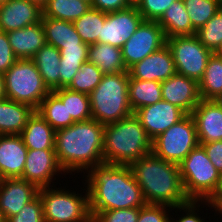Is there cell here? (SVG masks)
<instances>
[{"label":"cell","instance_id":"obj_1","mask_svg":"<svg viewBox=\"0 0 222 222\" xmlns=\"http://www.w3.org/2000/svg\"><path fill=\"white\" fill-rule=\"evenodd\" d=\"M86 174L83 178L89 193L90 211L141 208L146 204L129 165L104 162Z\"/></svg>","mask_w":222,"mask_h":222},{"label":"cell","instance_id":"obj_2","mask_svg":"<svg viewBox=\"0 0 222 222\" xmlns=\"http://www.w3.org/2000/svg\"><path fill=\"white\" fill-rule=\"evenodd\" d=\"M103 139L104 125L92 118L55 131L54 150L65 174H85L104 163Z\"/></svg>","mask_w":222,"mask_h":222},{"label":"cell","instance_id":"obj_3","mask_svg":"<svg viewBox=\"0 0 222 222\" xmlns=\"http://www.w3.org/2000/svg\"><path fill=\"white\" fill-rule=\"evenodd\" d=\"M146 204L179 206L190 201L185 193L179 165L152 152L130 165Z\"/></svg>","mask_w":222,"mask_h":222},{"label":"cell","instance_id":"obj_4","mask_svg":"<svg viewBox=\"0 0 222 222\" xmlns=\"http://www.w3.org/2000/svg\"><path fill=\"white\" fill-rule=\"evenodd\" d=\"M151 152L152 140L134 114L104 126L105 163L130 165Z\"/></svg>","mask_w":222,"mask_h":222},{"label":"cell","instance_id":"obj_5","mask_svg":"<svg viewBox=\"0 0 222 222\" xmlns=\"http://www.w3.org/2000/svg\"><path fill=\"white\" fill-rule=\"evenodd\" d=\"M129 71L104 74L89 94L92 119L108 125L131 116L129 104Z\"/></svg>","mask_w":222,"mask_h":222},{"label":"cell","instance_id":"obj_6","mask_svg":"<svg viewBox=\"0 0 222 222\" xmlns=\"http://www.w3.org/2000/svg\"><path fill=\"white\" fill-rule=\"evenodd\" d=\"M179 171L187 198L210 201L217 193L221 174L207 156L204 147L198 144L179 164Z\"/></svg>","mask_w":222,"mask_h":222},{"label":"cell","instance_id":"obj_7","mask_svg":"<svg viewBox=\"0 0 222 222\" xmlns=\"http://www.w3.org/2000/svg\"><path fill=\"white\" fill-rule=\"evenodd\" d=\"M55 187V188H54ZM55 186L40 188L38 194L43 204L45 222H89V193L85 186L82 193ZM67 189V190H66ZM85 190V191H84Z\"/></svg>","mask_w":222,"mask_h":222},{"label":"cell","instance_id":"obj_8","mask_svg":"<svg viewBox=\"0 0 222 222\" xmlns=\"http://www.w3.org/2000/svg\"><path fill=\"white\" fill-rule=\"evenodd\" d=\"M6 98L37 110L51 92L31 59H18L4 74Z\"/></svg>","mask_w":222,"mask_h":222},{"label":"cell","instance_id":"obj_9","mask_svg":"<svg viewBox=\"0 0 222 222\" xmlns=\"http://www.w3.org/2000/svg\"><path fill=\"white\" fill-rule=\"evenodd\" d=\"M198 144L195 120L187 114L152 140V153L179 165Z\"/></svg>","mask_w":222,"mask_h":222},{"label":"cell","instance_id":"obj_10","mask_svg":"<svg viewBox=\"0 0 222 222\" xmlns=\"http://www.w3.org/2000/svg\"><path fill=\"white\" fill-rule=\"evenodd\" d=\"M176 73L199 82L213 52L207 49L196 35L166 38Z\"/></svg>","mask_w":222,"mask_h":222},{"label":"cell","instance_id":"obj_11","mask_svg":"<svg viewBox=\"0 0 222 222\" xmlns=\"http://www.w3.org/2000/svg\"><path fill=\"white\" fill-rule=\"evenodd\" d=\"M165 44L166 37L159 23L144 20L121 48L126 69L129 70L137 62L159 50Z\"/></svg>","mask_w":222,"mask_h":222},{"label":"cell","instance_id":"obj_12","mask_svg":"<svg viewBox=\"0 0 222 222\" xmlns=\"http://www.w3.org/2000/svg\"><path fill=\"white\" fill-rule=\"evenodd\" d=\"M144 18L136 6L106 13L105 22L98 37V43L122 48L135 33Z\"/></svg>","mask_w":222,"mask_h":222},{"label":"cell","instance_id":"obj_13","mask_svg":"<svg viewBox=\"0 0 222 222\" xmlns=\"http://www.w3.org/2000/svg\"><path fill=\"white\" fill-rule=\"evenodd\" d=\"M60 173L66 176L58 163L54 149L28 150L21 179L40 189L55 186L53 181Z\"/></svg>","mask_w":222,"mask_h":222},{"label":"cell","instance_id":"obj_14","mask_svg":"<svg viewBox=\"0 0 222 222\" xmlns=\"http://www.w3.org/2000/svg\"><path fill=\"white\" fill-rule=\"evenodd\" d=\"M144 127L147 136L153 140L172 125L178 123L187 114L176 105L161 100L134 112Z\"/></svg>","mask_w":222,"mask_h":222},{"label":"cell","instance_id":"obj_15","mask_svg":"<svg viewBox=\"0 0 222 222\" xmlns=\"http://www.w3.org/2000/svg\"><path fill=\"white\" fill-rule=\"evenodd\" d=\"M161 90L162 100L176 105L186 114H192L201 101L198 82L178 73L161 82Z\"/></svg>","mask_w":222,"mask_h":222},{"label":"cell","instance_id":"obj_16","mask_svg":"<svg viewBox=\"0 0 222 222\" xmlns=\"http://www.w3.org/2000/svg\"><path fill=\"white\" fill-rule=\"evenodd\" d=\"M130 79L163 82L176 73L174 60L167 44L151 53L129 70Z\"/></svg>","mask_w":222,"mask_h":222},{"label":"cell","instance_id":"obj_17","mask_svg":"<svg viewBox=\"0 0 222 222\" xmlns=\"http://www.w3.org/2000/svg\"><path fill=\"white\" fill-rule=\"evenodd\" d=\"M38 190L21 178L0 179V210L5 220L16 215L38 194Z\"/></svg>","mask_w":222,"mask_h":222},{"label":"cell","instance_id":"obj_18","mask_svg":"<svg viewBox=\"0 0 222 222\" xmlns=\"http://www.w3.org/2000/svg\"><path fill=\"white\" fill-rule=\"evenodd\" d=\"M42 8L29 0H8L0 5V31L10 32L38 23Z\"/></svg>","mask_w":222,"mask_h":222},{"label":"cell","instance_id":"obj_19","mask_svg":"<svg viewBox=\"0 0 222 222\" xmlns=\"http://www.w3.org/2000/svg\"><path fill=\"white\" fill-rule=\"evenodd\" d=\"M199 144L222 140V107L214 100L201 99L191 114Z\"/></svg>","mask_w":222,"mask_h":222},{"label":"cell","instance_id":"obj_20","mask_svg":"<svg viewBox=\"0 0 222 222\" xmlns=\"http://www.w3.org/2000/svg\"><path fill=\"white\" fill-rule=\"evenodd\" d=\"M27 152L21 135H0V179L21 178Z\"/></svg>","mask_w":222,"mask_h":222},{"label":"cell","instance_id":"obj_21","mask_svg":"<svg viewBox=\"0 0 222 222\" xmlns=\"http://www.w3.org/2000/svg\"><path fill=\"white\" fill-rule=\"evenodd\" d=\"M10 46L18 59H31L46 44L41 21L22 29L7 32Z\"/></svg>","mask_w":222,"mask_h":222},{"label":"cell","instance_id":"obj_22","mask_svg":"<svg viewBox=\"0 0 222 222\" xmlns=\"http://www.w3.org/2000/svg\"><path fill=\"white\" fill-rule=\"evenodd\" d=\"M34 112L30 105L8 98L0 100V135H20Z\"/></svg>","mask_w":222,"mask_h":222},{"label":"cell","instance_id":"obj_23","mask_svg":"<svg viewBox=\"0 0 222 222\" xmlns=\"http://www.w3.org/2000/svg\"><path fill=\"white\" fill-rule=\"evenodd\" d=\"M20 135L28 150L54 149L55 130L36 110Z\"/></svg>","mask_w":222,"mask_h":222},{"label":"cell","instance_id":"obj_24","mask_svg":"<svg viewBox=\"0 0 222 222\" xmlns=\"http://www.w3.org/2000/svg\"><path fill=\"white\" fill-rule=\"evenodd\" d=\"M157 22L166 38L196 35L183 0L173 2Z\"/></svg>","mask_w":222,"mask_h":222},{"label":"cell","instance_id":"obj_25","mask_svg":"<svg viewBox=\"0 0 222 222\" xmlns=\"http://www.w3.org/2000/svg\"><path fill=\"white\" fill-rule=\"evenodd\" d=\"M41 24L44 28L46 43L53 45L57 49L79 46L83 43L73 23L70 21L42 16Z\"/></svg>","mask_w":222,"mask_h":222},{"label":"cell","instance_id":"obj_26","mask_svg":"<svg viewBox=\"0 0 222 222\" xmlns=\"http://www.w3.org/2000/svg\"><path fill=\"white\" fill-rule=\"evenodd\" d=\"M60 50L45 44L31 58L50 91L59 89Z\"/></svg>","mask_w":222,"mask_h":222},{"label":"cell","instance_id":"obj_27","mask_svg":"<svg viewBox=\"0 0 222 222\" xmlns=\"http://www.w3.org/2000/svg\"><path fill=\"white\" fill-rule=\"evenodd\" d=\"M88 61L95 64L103 74H115L128 71L123 62L122 49L110 44H90Z\"/></svg>","mask_w":222,"mask_h":222},{"label":"cell","instance_id":"obj_28","mask_svg":"<svg viewBox=\"0 0 222 222\" xmlns=\"http://www.w3.org/2000/svg\"><path fill=\"white\" fill-rule=\"evenodd\" d=\"M89 45L82 43L79 46L62 47L60 50L59 89L67 88L78 72L82 63L88 61Z\"/></svg>","mask_w":222,"mask_h":222},{"label":"cell","instance_id":"obj_29","mask_svg":"<svg viewBox=\"0 0 222 222\" xmlns=\"http://www.w3.org/2000/svg\"><path fill=\"white\" fill-rule=\"evenodd\" d=\"M161 100V82L129 79V104L133 113Z\"/></svg>","mask_w":222,"mask_h":222},{"label":"cell","instance_id":"obj_30","mask_svg":"<svg viewBox=\"0 0 222 222\" xmlns=\"http://www.w3.org/2000/svg\"><path fill=\"white\" fill-rule=\"evenodd\" d=\"M92 8L82 0H47L42 7V16L73 22Z\"/></svg>","mask_w":222,"mask_h":222},{"label":"cell","instance_id":"obj_31","mask_svg":"<svg viewBox=\"0 0 222 222\" xmlns=\"http://www.w3.org/2000/svg\"><path fill=\"white\" fill-rule=\"evenodd\" d=\"M201 99L214 100L222 93V58L213 53L198 82Z\"/></svg>","mask_w":222,"mask_h":222},{"label":"cell","instance_id":"obj_32","mask_svg":"<svg viewBox=\"0 0 222 222\" xmlns=\"http://www.w3.org/2000/svg\"><path fill=\"white\" fill-rule=\"evenodd\" d=\"M36 111L55 131L75 123L72 118H68L66 103H62L52 91L42 100Z\"/></svg>","mask_w":222,"mask_h":222},{"label":"cell","instance_id":"obj_33","mask_svg":"<svg viewBox=\"0 0 222 222\" xmlns=\"http://www.w3.org/2000/svg\"><path fill=\"white\" fill-rule=\"evenodd\" d=\"M52 92L62 103H66L68 118H72L75 122L92 118L89 95L68 88H60Z\"/></svg>","mask_w":222,"mask_h":222},{"label":"cell","instance_id":"obj_34","mask_svg":"<svg viewBox=\"0 0 222 222\" xmlns=\"http://www.w3.org/2000/svg\"><path fill=\"white\" fill-rule=\"evenodd\" d=\"M106 12L91 8L73 21V25L82 41L88 45L98 43V37L105 22Z\"/></svg>","mask_w":222,"mask_h":222},{"label":"cell","instance_id":"obj_35","mask_svg":"<svg viewBox=\"0 0 222 222\" xmlns=\"http://www.w3.org/2000/svg\"><path fill=\"white\" fill-rule=\"evenodd\" d=\"M183 3L196 32L222 8V0H183Z\"/></svg>","mask_w":222,"mask_h":222},{"label":"cell","instance_id":"obj_36","mask_svg":"<svg viewBox=\"0 0 222 222\" xmlns=\"http://www.w3.org/2000/svg\"><path fill=\"white\" fill-rule=\"evenodd\" d=\"M101 70L92 62L82 63L68 89L89 95L100 83L103 77Z\"/></svg>","mask_w":222,"mask_h":222},{"label":"cell","instance_id":"obj_37","mask_svg":"<svg viewBox=\"0 0 222 222\" xmlns=\"http://www.w3.org/2000/svg\"><path fill=\"white\" fill-rule=\"evenodd\" d=\"M200 42L213 53L222 43V8L196 32Z\"/></svg>","mask_w":222,"mask_h":222},{"label":"cell","instance_id":"obj_38","mask_svg":"<svg viewBox=\"0 0 222 222\" xmlns=\"http://www.w3.org/2000/svg\"><path fill=\"white\" fill-rule=\"evenodd\" d=\"M200 205H201V210L202 208H205L206 206L209 207V209H214L213 204L210 201H196V200H190L185 204L179 205V206H174L172 207V210H175V218L171 215L170 216V222H206L203 217V215H200ZM203 205V207H202ZM206 205V206H205ZM182 211L184 213H180L181 217L179 214H177ZM179 216V217H178ZM202 217V218H201Z\"/></svg>","mask_w":222,"mask_h":222},{"label":"cell","instance_id":"obj_39","mask_svg":"<svg viewBox=\"0 0 222 222\" xmlns=\"http://www.w3.org/2000/svg\"><path fill=\"white\" fill-rule=\"evenodd\" d=\"M94 222H137L139 208L90 211Z\"/></svg>","mask_w":222,"mask_h":222},{"label":"cell","instance_id":"obj_40","mask_svg":"<svg viewBox=\"0 0 222 222\" xmlns=\"http://www.w3.org/2000/svg\"><path fill=\"white\" fill-rule=\"evenodd\" d=\"M6 222H45L43 216V204L39 194L14 216L8 218Z\"/></svg>","mask_w":222,"mask_h":222},{"label":"cell","instance_id":"obj_41","mask_svg":"<svg viewBox=\"0 0 222 222\" xmlns=\"http://www.w3.org/2000/svg\"><path fill=\"white\" fill-rule=\"evenodd\" d=\"M177 0H140L137 10L146 21H158L170 5Z\"/></svg>","mask_w":222,"mask_h":222},{"label":"cell","instance_id":"obj_42","mask_svg":"<svg viewBox=\"0 0 222 222\" xmlns=\"http://www.w3.org/2000/svg\"><path fill=\"white\" fill-rule=\"evenodd\" d=\"M171 211L166 205L145 204L139 208L137 222H170Z\"/></svg>","mask_w":222,"mask_h":222},{"label":"cell","instance_id":"obj_43","mask_svg":"<svg viewBox=\"0 0 222 222\" xmlns=\"http://www.w3.org/2000/svg\"><path fill=\"white\" fill-rule=\"evenodd\" d=\"M17 60L7 33L0 31V73L4 74Z\"/></svg>","mask_w":222,"mask_h":222},{"label":"cell","instance_id":"obj_44","mask_svg":"<svg viewBox=\"0 0 222 222\" xmlns=\"http://www.w3.org/2000/svg\"><path fill=\"white\" fill-rule=\"evenodd\" d=\"M210 161L217 169V171L222 174V140L221 141H214L201 144Z\"/></svg>","mask_w":222,"mask_h":222},{"label":"cell","instance_id":"obj_45","mask_svg":"<svg viewBox=\"0 0 222 222\" xmlns=\"http://www.w3.org/2000/svg\"><path fill=\"white\" fill-rule=\"evenodd\" d=\"M92 8L103 12H113L132 6L129 0H92Z\"/></svg>","mask_w":222,"mask_h":222},{"label":"cell","instance_id":"obj_46","mask_svg":"<svg viewBox=\"0 0 222 222\" xmlns=\"http://www.w3.org/2000/svg\"><path fill=\"white\" fill-rule=\"evenodd\" d=\"M210 202L213 204L215 213L214 216H222V195H215ZM218 211V212H217ZM220 213V214H219ZM218 214V215H215Z\"/></svg>","mask_w":222,"mask_h":222},{"label":"cell","instance_id":"obj_47","mask_svg":"<svg viewBox=\"0 0 222 222\" xmlns=\"http://www.w3.org/2000/svg\"><path fill=\"white\" fill-rule=\"evenodd\" d=\"M6 98L5 95V86H4V77L3 74L0 73V100Z\"/></svg>","mask_w":222,"mask_h":222},{"label":"cell","instance_id":"obj_48","mask_svg":"<svg viewBox=\"0 0 222 222\" xmlns=\"http://www.w3.org/2000/svg\"><path fill=\"white\" fill-rule=\"evenodd\" d=\"M35 4H38L41 8L46 4L47 0H29Z\"/></svg>","mask_w":222,"mask_h":222},{"label":"cell","instance_id":"obj_49","mask_svg":"<svg viewBox=\"0 0 222 222\" xmlns=\"http://www.w3.org/2000/svg\"><path fill=\"white\" fill-rule=\"evenodd\" d=\"M217 56L222 58V43L220 44V46L216 49V51L214 52Z\"/></svg>","mask_w":222,"mask_h":222},{"label":"cell","instance_id":"obj_50","mask_svg":"<svg viewBox=\"0 0 222 222\" xmlns=\"http://www.w3.org/2000/svg\"><path fill=\"white\" fill-rule=\"evenodd\" d=\"M214 101L222 107V93Z\"/></svg>","mask_w":222,"mask_h":222},{"label":"cell","instance_id":"obj_51","mask_svg":"<svg viewBox=\"0 0 222 222\" xmlns=\"http://www.w3.org/2000/svg\"><path fill=\"white\" fill-rule=\"evenodd\" d=\"M216 195H222V174H221V182H220Z\"/></svg>","mask_w":222,"mask_h":222},{"label":"cell","instance_id":"obj_52","mask_svg":"<svg viewBox=\"0 0 222 222\" xmlns=\"http://www.w3.org/2000/svg\"><path fill=\"white\" fill-rule=\"evenodd\" d=\"M140 0H129L130 4L132 6H136L139 3Z\"/></svg>","mask_w":222,"mask_h":222},{"label":"cell","instance_id":"obj_53","mask_svg":"<svg viewBox=\"0 0 222 222\" xmlns=\"http://www.w3.org/2000/svg\"><path fill=\"white\" fill-rule=\"evenodd\" d=\"M0 222H6L1 210H0Z\"/></svg>","mask_w":222,"mask_h":222},{"label":"cell","instance_id":"obj_54","mask_svg":"<svg viewBox=\"0 0 222 222\" xmlns=\"http://www.w3.org/2000/svg\"><path fill=\"white\" fill-rule=\"evenodd\" d=\"M8 0H0V5H2L3 3H6Z\"/></svg>","mask_w":222,"mask_h":222},{"label":"cell","instance_id":"obj_55","mask_svg":"<svg viewBox=\"0 0 222 222\" xmlns=\"http://www.w3.org/2000/svg\"><path fill=\"white\" fill-rule=\"evenodd\" d=\"M82 1H85V2H88V3L92 4V0H82Z\"/></svg>","mask_w":222,"mask_h":222}]
</instances>
